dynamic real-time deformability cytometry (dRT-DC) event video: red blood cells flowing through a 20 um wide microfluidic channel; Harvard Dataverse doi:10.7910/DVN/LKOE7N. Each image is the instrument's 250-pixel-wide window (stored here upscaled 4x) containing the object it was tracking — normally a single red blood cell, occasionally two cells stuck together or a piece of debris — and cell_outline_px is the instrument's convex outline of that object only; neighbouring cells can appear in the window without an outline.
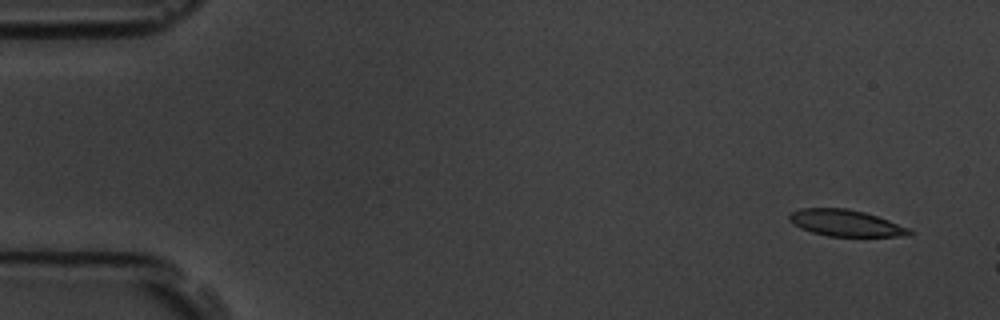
{"species": "common noctule bat (a hibernating species)", "species_latin": "Nyctalus noctula", "temperature_condition": "room temperature", "stored_images_in_passage": 3, "camera_frame_rate_fps": 3000, "um_per_image_px": 0.085, "animal": {"sex": "male", "body_mass_g": 19.5, "forearm_length_mm": 54.6}, "frame": {"image": 1, "passage_image": 1, "time_ms": 0.0, "image_size_px": [1000, 320], "cell_outline_px": [[912, 232], [908, 236], [828, 236], [812, 232], [800, 228], [788, 220], [788, 216], [792, 212], [800, 208], [848, 208], [864, 212], [888, 220], [908, 228]], "centroid_in_image_um": [71.84, 18.95], "position_along_channel_um": 13.2, "area_um2": 18.38}}